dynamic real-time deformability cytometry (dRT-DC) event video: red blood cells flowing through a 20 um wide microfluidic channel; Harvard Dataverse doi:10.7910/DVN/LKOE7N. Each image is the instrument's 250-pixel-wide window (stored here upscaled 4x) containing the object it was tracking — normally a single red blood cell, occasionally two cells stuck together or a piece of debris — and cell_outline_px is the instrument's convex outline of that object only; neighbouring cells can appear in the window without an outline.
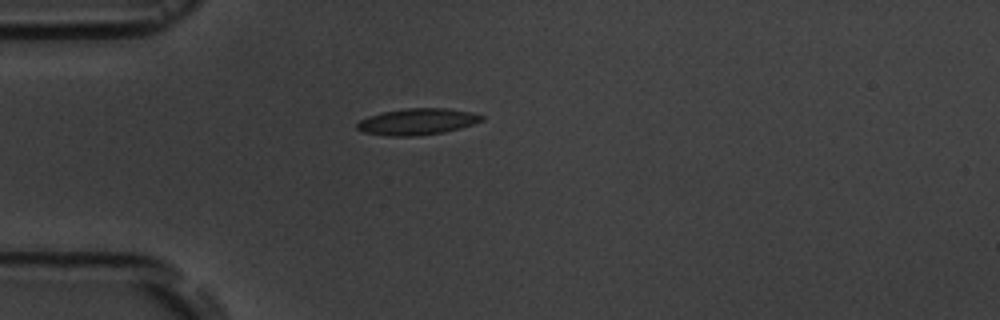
{"species": "common noctule bat (a hibernating species)", "species_latin": "Nyctalus noctula", "temperature_condition": "room temperature", "stored_images_in_passage": 2, "camera_frame_rate_fps": 3000, "um_per_image_px": 0.085, "animal": {"sex": "male", "body_mass_g": 19.5, "forearm_length_mm": 54.6}, "frame": {"image": 1, "passage_image": 1, "time_ms": 0.0, "image_size_px": [1000, 320], "cell_outline_px": [[484, 120], [460, 128], [444, 132], [416, 136], [388, 136], [360, 132], [356, 128], [356, 124], [360, 120], [368, 116], [384, 112], [404, 108], [448, 108], [468, 112], [484, 116]], "centroid_in_image_um": [35.42, 10.35], "position_along_channel_um": 49.6, "area_um2": 19.19}}